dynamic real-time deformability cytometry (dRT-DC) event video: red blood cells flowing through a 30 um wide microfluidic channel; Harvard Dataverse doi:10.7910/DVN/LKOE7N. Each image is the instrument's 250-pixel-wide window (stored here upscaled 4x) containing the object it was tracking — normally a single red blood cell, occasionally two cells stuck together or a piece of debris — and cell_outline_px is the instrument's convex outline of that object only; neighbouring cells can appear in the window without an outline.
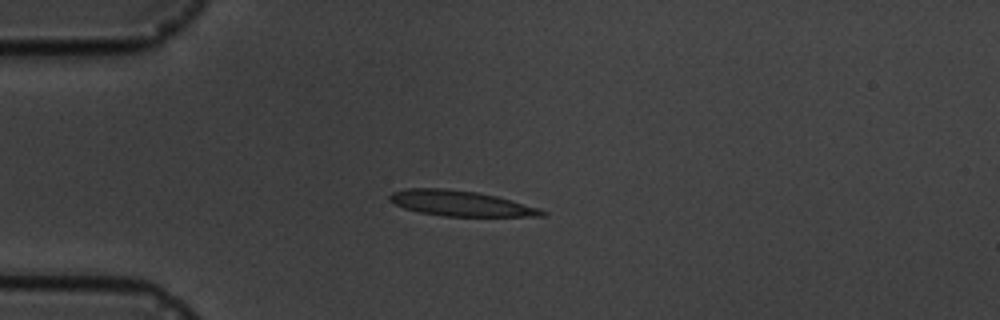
{"species": "common noctule bat (a hibernating species)", "species_latin": "Nyctalus noctula", "temperature_condition": "cold", "stored_images_in_passage": 7, "camera_frame_rate_fps": 3000, "um_per_image_px": 0.085, "animal": {"sex": "male", "body_mass_g": 19.5, "forearm_length_mm": 54.6}, "frame": {"image": 1, "passage_image": 5, "time_ms": 4.667, "image_size_px": [1000, 320], "cell_outline_px": [[548, 212], [544, 216], [444, 216], [420, 212], [404, 208], [388, 200], [388, 196], [392, 192], [404, 188], [444, 188], [476, 192], [496, 196], [540, 208]], "centroid_in_image_um": [39.13, 17.28], "position_along_channel_um": 45.9, "area_um2": 22.48}}
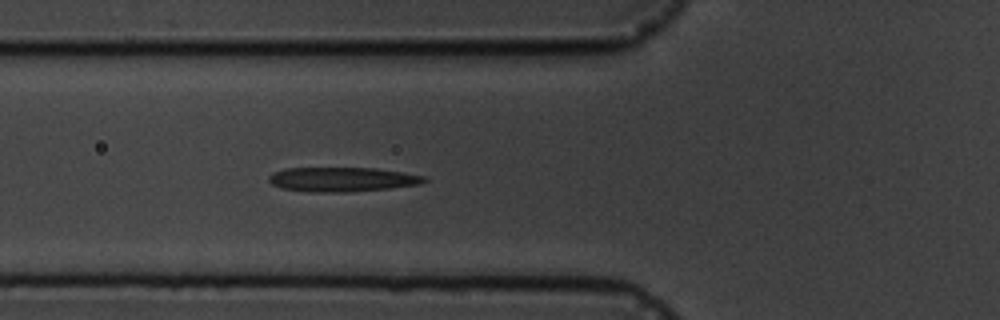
{"frame": {"image": 2, "passage_image": 7, "time_ms": 6.667, "image_size_px": [1000, 320], "cell_outline_px": [[428, 180], [420, 184], [388, 188], [352, 192], [312, 192], [280, 188], [272, 184], [268, 180], [268, 176], [272, 172], [284, 168], [376, 168], [424, 176]], "centroid_in_image_um": [29.03, 15.25], "position_along_channel_um": 96.8, "area_um2": 22.14}}